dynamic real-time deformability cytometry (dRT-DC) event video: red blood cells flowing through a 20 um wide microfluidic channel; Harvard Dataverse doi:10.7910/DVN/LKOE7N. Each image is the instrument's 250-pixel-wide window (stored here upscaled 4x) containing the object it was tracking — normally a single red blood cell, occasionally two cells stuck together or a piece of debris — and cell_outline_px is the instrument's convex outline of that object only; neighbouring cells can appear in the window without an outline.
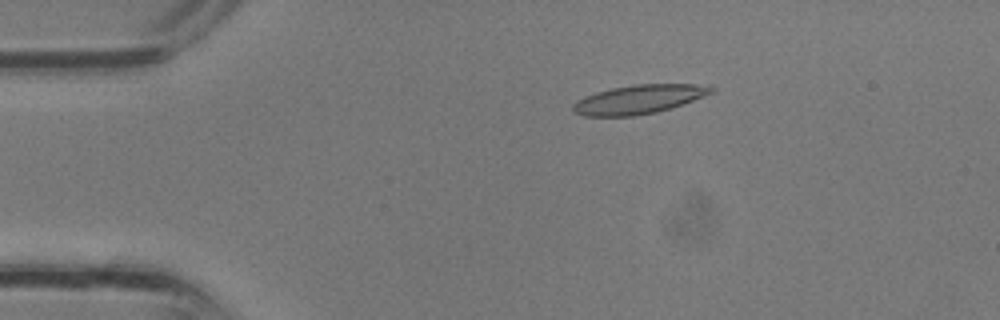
{"species": "common noctule bat (a hibernating species)", "species_latin": "Nyctalus noctula", "temperature_condition": "room temperature", "stored_images_in_passage": 12, "camera_frame_rate_fps": 3000, "um_per_image_px": 0.085, "animal": {"sex": "male", "body_mass_g": 13.3}, "frame": {"image": 1, "passage_image": 6, "time_ms": 1.667, "image_size_px": [1000, 320], "cell_outline_px": [[716, 92], [684, 104], [672, 108], [656, 112], [636, 116], [584, 116], [576, 112], [572, 108], [580, 100], [596, 92], [612, 88], [632, 84], [708, 84], [716, 88]], "centroid_in_image_um": [54.44, 8.43], "position_along_channel_um": 30.6, "area_um2": 23.35}}
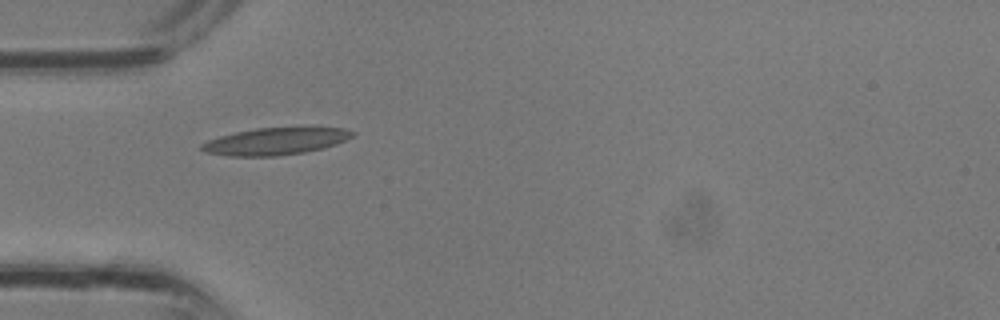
{"frame": {"image": 2, "passage_image": 10, "time_ms": 3.0, "image_size_px": [1000, 320], "cell_outline_px": [[356, 132], [352, 136], [336, 144], [324, 148], [304, 152], [276, 156], [228, 156], [204, 152], [200, 148], [200, 144], [208, 140], [220, 136], [236, 132], [256, 128], [344, 128]], "centroid_in_image_um": [23.37, 12.02], "position_along_channel_um": 61.6, "area_um2": 23.58}}
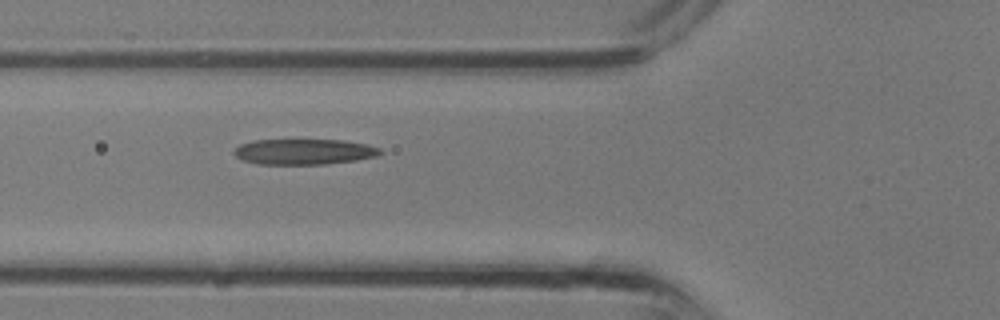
{"frame": {"image": 3, "passage_image": 12, "time_ms": 3.667, "image_size_px": [1000, 320], "cell_outline_px": [[384, 152], [376, 156], [356, 160], [324, 164], [256, 164], [244, 160], [236, 156], [232, 152], [240, 144], [252, 140], [344, 140], [368, 144], [380, 148]], "centroid_in_image_um": [25.85, 12.89], "position_along_channel_um": 99.9, "area_um2": 21.85}}